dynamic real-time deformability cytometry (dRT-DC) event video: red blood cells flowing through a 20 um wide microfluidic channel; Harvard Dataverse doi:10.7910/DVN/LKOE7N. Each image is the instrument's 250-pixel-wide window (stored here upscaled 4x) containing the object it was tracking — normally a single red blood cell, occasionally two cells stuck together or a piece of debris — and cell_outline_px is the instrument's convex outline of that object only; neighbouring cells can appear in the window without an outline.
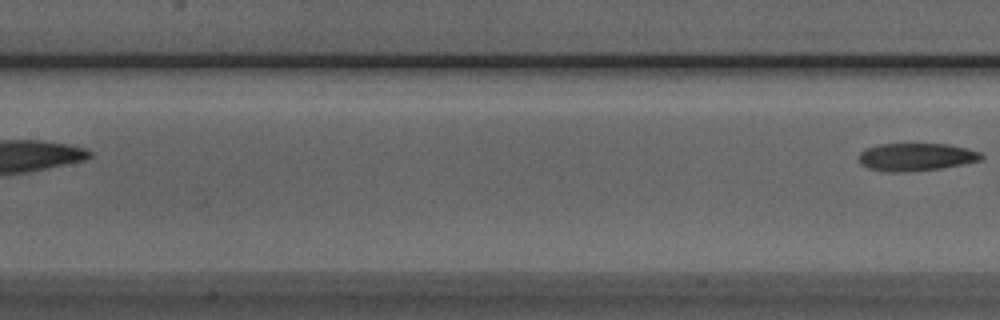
{"species": "Egyptian fruit bat (a non-hibernating species)", "species_latin": "Rousettus aegyptiacus", "temperature_condition": "room temperature", "stored_images_in_passage": 6, "camera_frame_rate_fps": 3000, "um_per_image_px": 0.085, "animal": {"sex": "male"}, "frame": {"image": 1, "passage_image": 6, "time_ms": 6.667, "image_size_px": [1000, 320], "cell_outline_px": [[984, 156], [980, 160], [940, 168], [904, 172], [888, 172], [868, 168], [860, 164], [860, 152], [864, 148], [880, 144], [948, 144], [968, 148], [980, 152]], "centroid_in_image_um": [77.84, 13.33], "position_along_channel_um": 129.6, "area_um2": 19.71}}